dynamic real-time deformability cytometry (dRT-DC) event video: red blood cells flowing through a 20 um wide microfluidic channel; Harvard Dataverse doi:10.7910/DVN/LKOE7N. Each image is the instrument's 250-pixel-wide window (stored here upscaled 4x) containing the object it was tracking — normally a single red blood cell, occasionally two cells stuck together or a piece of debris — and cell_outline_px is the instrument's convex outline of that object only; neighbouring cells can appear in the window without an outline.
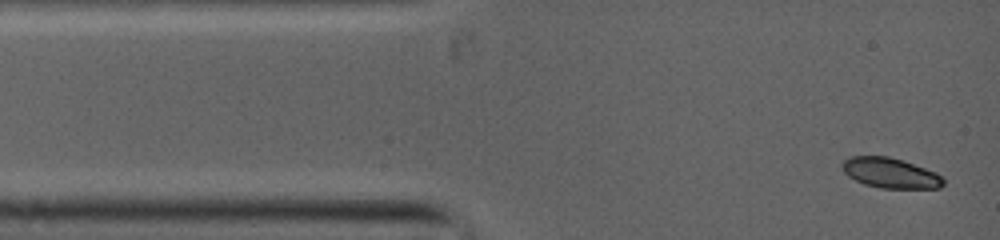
{"species": "common noctule bat (a hibernating species)", "species_latin": "Nyctalus noctula", "temperature_condition": "warm", "stored_images_in_passage": 36, "segment_of_instrument_passage": [1, 2], "camera_frame_rate_fps": 5000, "um_per_image_px": 0.085, "animal": {"sex": "female", "body_mass_g": 19.0, "forearm_length_mm": 53.3}, "frame": {"image": 1, "passage_image": 1, "time_ms": 0.0, "image_size_px": [1000, 240], "cell_outline_px": [[944, 184], [940, 188], [880, 188], [864, 184], [848, 176], [844, 172], [840, 164], [844, 160], [852, 156], [888, 156], [936, 172], [944, 180]], "centroid_in_image_um": [75.65, 14.71], "position_along_channel_um": 9.3, "area_um2": 17.63}}
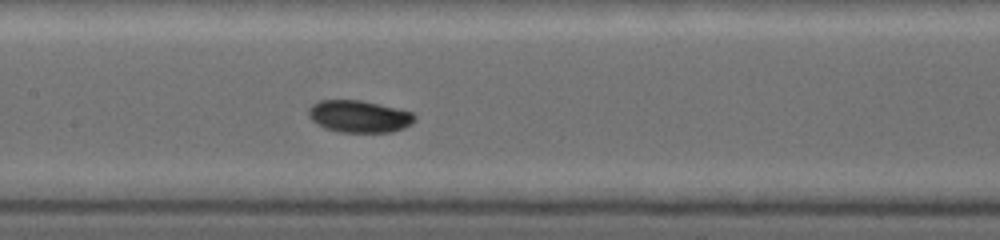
{"frame": {"image": 2, "passage_image": 16, "time_ms": 5.0, "image_size_px": [1000, 240], "cell_outline_px": [[416, 120], [412, 124], [404, 128], [392, 132], [340, 132], [324, 128], [312, 120], [308, 112], [312, 104], [320, 100], [356, 100], [376, 104], [412, 112], [416, 116]], "centroid_in_image_um": [30.54, 9.91], "position_along_channel_um": 176.9, "area_um2": 19.65}}
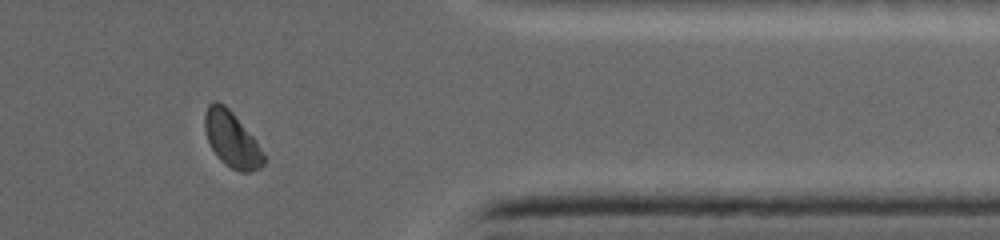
{"frame": {"image": 3, "passage_image": 29, "time_ms": 10.2, "image_size_px": [1000, 240], "cell_outline_px": [[268, 160], [260, 168], [248, 172], [240, 172], [224, 164], [220, 160], [212, 148], [208, 140], [204, 128], [204, 116], [208, 104], [216, 100], [224, 104], [232, 112], [256, 140]], "centroid_in_image_um": [19.72, 11.86], "position_along_channel_um": 391.7, "area_um2": 19.13}}